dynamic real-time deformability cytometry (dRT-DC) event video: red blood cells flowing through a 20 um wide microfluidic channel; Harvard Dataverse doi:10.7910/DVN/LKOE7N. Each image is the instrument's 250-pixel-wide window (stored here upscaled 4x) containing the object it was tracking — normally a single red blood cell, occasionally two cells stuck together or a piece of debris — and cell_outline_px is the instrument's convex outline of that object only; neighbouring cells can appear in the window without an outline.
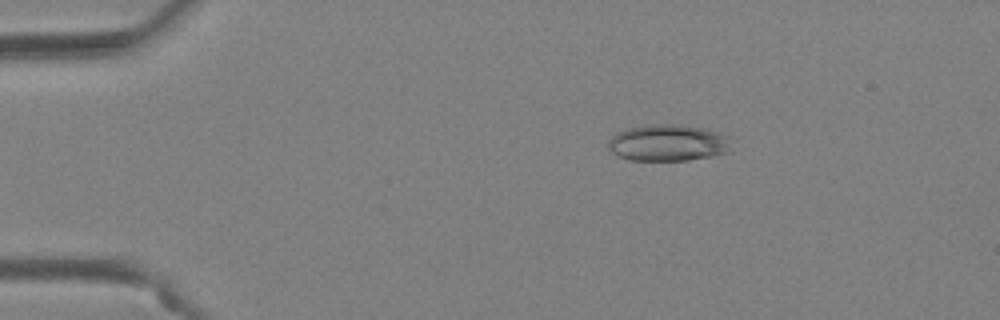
{"species": "Egyptian fruit bat (a non-hibernating species)", "species_latin": "Rousettus aegyptiacus", "temperature_condition": "warm", "stored_images_in_passage": 42, "camera_frame_rate_fps": 3000, "um_per_image_px": 0.085, "animal": {"sex": "female"}, "frame": {"image": 1, "passage_image": 2, "time_ms": 0.333, "image_size_px": [1000, 320], "cell_outline_px": [[732, 152], [712, 156], [688, 160], [632, 160], [620, 156], [612, 152], [608, 148], [608, 140], [616, 132], [628, 128], [648, 124], [676, 124], [704, 128], [728, 136]], "centroid_in_image_um": [56.79, 12.14], "position_along_channel_um": 28.2, "area_um2": 26.36}}
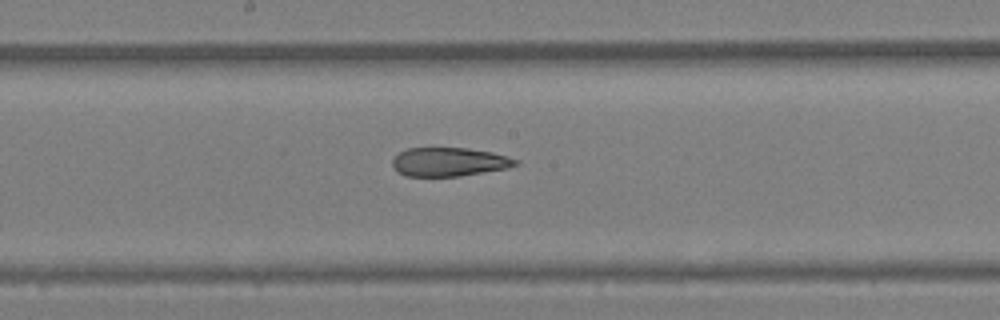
{"frame": {"image": 2, "passage_image": 20, "time_ms": 6.333, "image_size_px": [1000, 320], "cell_outline_px": [[520, 164], [508, 168], [460, 176], [404, 176], [396, 172], [392, 168], [392, 160], [400, 152], [408, 148], [468, 148], [492, 152], [508, 156], [520, 160]], "centroid_in_image_um": [38.19, 13.77], "position_along_channel_um": 210.0, "area_um2": 20.87}}
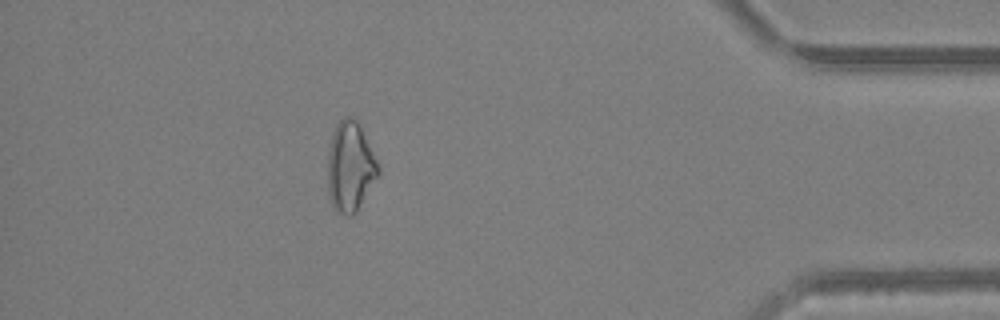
{"frame": {"image": 3, "passage_image": 37, "time_ms": 12.0, "image_size_px": [1000, 320], "cell_outline_px": [[380, 172], [356, 212], [352, 216], [348, 216], [340, 212], [332, 204], [328, 196], [328, 148], [332, 132], [336, 124], [344, 116], [352, 116], [356, 120], [380, 168]], "centroid_in_image_um": [29.74, 14.17], "position_along_channel_um": 405.5, "area_um2": 26.13}, "authors_computed_cell_mechanics": {"area_um2": 23.4668, "velocity_mm_per_s": 4.2144, "shape_relaxation_time_tau1_ms": null, "shape_relaxation_time_tau2_ms": 3.4955, "deformation_change_tau1": null, "deformation_change_tau2": 0.1213}}